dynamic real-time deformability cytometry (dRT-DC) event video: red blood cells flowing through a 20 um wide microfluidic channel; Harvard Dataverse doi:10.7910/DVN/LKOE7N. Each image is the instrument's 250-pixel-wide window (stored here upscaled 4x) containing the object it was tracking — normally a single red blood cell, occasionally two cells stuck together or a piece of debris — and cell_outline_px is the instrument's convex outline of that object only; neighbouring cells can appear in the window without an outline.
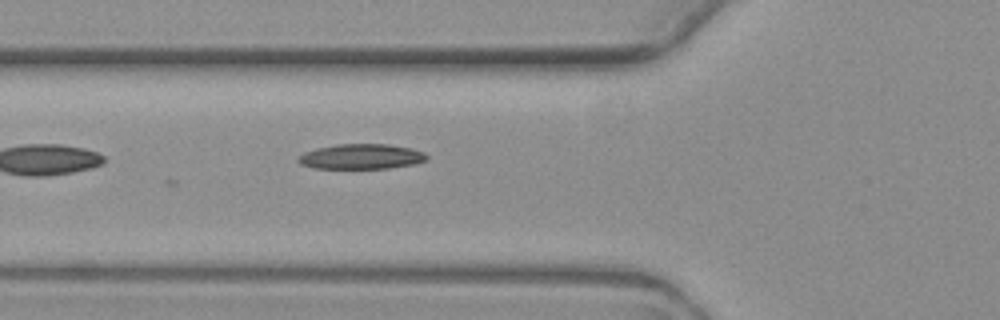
{"species": "common noctule bat (a hibernating species)", "species_latin": "Nyctalus noctula", "temperature_condition": "warm", "stored_images_in_passage": 2, "camera_frame_rate_fps": 3000, "um_per_image_px": 0.085, "animal": {"sex": "female", "body_mass_g": 19.3, "forearm_length_mm": 54.1}, "frame": {"image": 1, "passage_image": 2, "time_ms": 1.333, "image_size_px": [1000, 320], "cell_outline_px": [[428, 160], [412, 164], [388, 168], [316, 168], [300, 164], [296, 160], [304, 152], [316, 148], [336, 144], [388, 144], [412, 148], [424, 152], [428, 156]], "centroid_in_image_um": [30.72, 13.3], "position_along_channel_um": 95.1, "area_um2": 18.79}}